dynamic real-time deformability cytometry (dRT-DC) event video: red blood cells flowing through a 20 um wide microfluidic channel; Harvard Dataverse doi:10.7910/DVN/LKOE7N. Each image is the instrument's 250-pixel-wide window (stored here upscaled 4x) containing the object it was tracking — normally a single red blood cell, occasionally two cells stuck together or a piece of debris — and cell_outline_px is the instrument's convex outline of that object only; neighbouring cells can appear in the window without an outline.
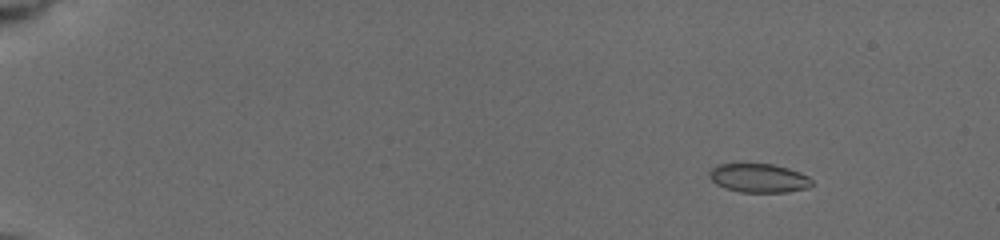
{"species": "common noctule bat (a hibernating species)", "species_latin": "Nyctalus noctula", "temperature_condition": "cold", "stored_images_in_passage": 9, "camera_frame_rate_fps": 3000, "um_per_image_px": 0.085, "animal": {"sex": "female", "body_mass_g": 19.5, "forearm_length_mm": 54.1}, "frame": {"image": 1, "passage_image": 3, "time_ms": 1.667, "image_size_px": [1000, 240], "cell_outline_px": [[812, 184], [808, 188], [788, 192], [740, 192], [724, 188], [716, 184], [708, 176], [708, 172], [716, 164], [772, 164], [788, 168], [800, 172], [808, 176], [812, 180]], "centroid_in_image_um": [64.48, 15.14], "position_along_channel_um": 20.5, "area_um2": 17.34}}
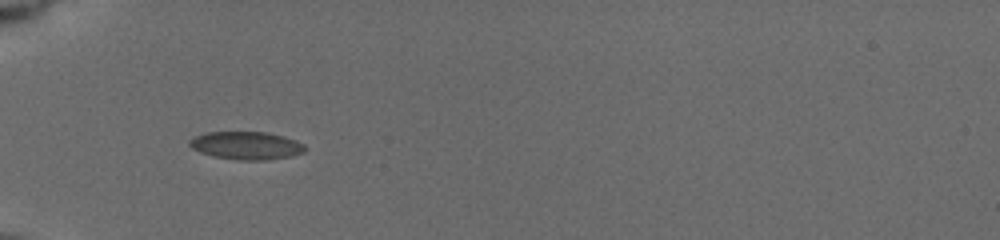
{"frame": {"image": 2, "passage_image": 8, "time_ms": 6.0, "image_size_px": [1000, 240], "cell_outline_px": [[308, 148], [304, 152], [292, 156], [264, 160], [236, 160], [212, 156], [200, 152], [192, 148], [188, 144], [188, 140], [196, 136], [208, 132], [268, 132], [284, 136], [296, 140], [304, 144]], "centroid_in_image_um": [20.96, 12.37], "position_along_channel_um": 64.0, "area_um2": 18.96}}
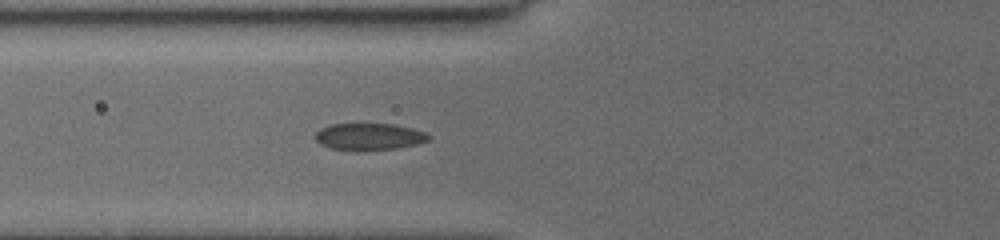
{"frame": {"image": 3, "passage_image": 9, "time_ms": 7.0, "image_size_px": [1000, 240], "cell_outline_px": [[428, 140], [416, 144], [396, 148], [328, 148], [320, 144], [316, 140], [316, 132], [320, 128], [332, 124], [396, 124], [412, 128], [424, 132], [428, 136]], "centroid_in_image_um": [31.36, 11.57], "position_along_channel_um": 94.4, "area_um2": 16.94}}